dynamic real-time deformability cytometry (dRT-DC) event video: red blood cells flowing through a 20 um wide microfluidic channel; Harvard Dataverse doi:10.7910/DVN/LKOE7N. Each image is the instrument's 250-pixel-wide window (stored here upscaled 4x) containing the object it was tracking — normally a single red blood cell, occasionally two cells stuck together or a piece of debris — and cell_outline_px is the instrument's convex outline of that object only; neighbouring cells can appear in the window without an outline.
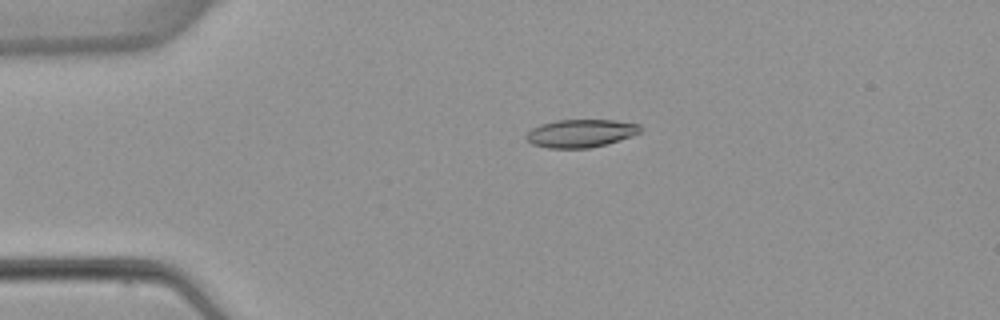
{"species": "common noctule bat (a hibernating species)", "species_latin": "Nyctalus noctula", "temperature_condition": "warm", "stored_images_in_passage": 5, "camera_frame_rate_fps": 3000, "um_per_image_px": 0.085, "animal": {"sex": "female", "body_mass_g": 22.7, "forearm_length_mm": 54.2}, "frame": {"image": 1, "passage_image": 4, "time_ms": 3.667, "image_size_px": [1000, 320], "cell_outline_px": [[640, 132], [632, 136], [620, 140], [588, 148], [548, 148], [532, 144], [524, 136], [532, 128], [540, 124], [556, 120], [616, 120], [640, 124]], "centroid_in_image_um": [49.35, 11.32], "position_along_channel_um": 35.7, "area_um2": 18.55}}